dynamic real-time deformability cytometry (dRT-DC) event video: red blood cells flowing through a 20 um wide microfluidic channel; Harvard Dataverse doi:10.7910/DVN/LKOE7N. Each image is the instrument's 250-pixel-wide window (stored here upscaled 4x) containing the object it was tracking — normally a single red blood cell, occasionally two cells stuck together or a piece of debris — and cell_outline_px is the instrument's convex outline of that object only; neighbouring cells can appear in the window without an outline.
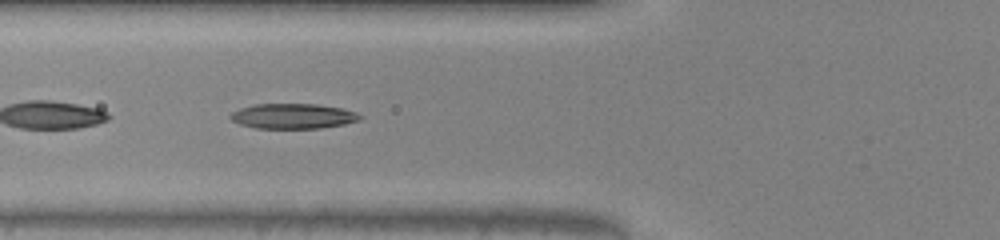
{"species": "common noctule bat (a hibernating species)", "species_latin": "Nyctalus noctula", "temperature_condition": "warm", "stored_images_in_passage": 35, "camera_frame_rate_fps": 3000, "um_per_image_px": 0.085, "animal": {"sex": "male", "body_mass_g": 20.0, "forearm_length_mm": 53.3}, "frame": {"image": 1, "passage_image": 4, "time_ms": 1.0, "image_size_px": [1000, 240], "cell_outline_px": [[364, 116], [360, 120], [344, 124], [320, 128], [256, 128], [240, 124], [232, 120], [228, 116], [232, 112], [240, 108], [252, 104], [316, 104], [340, 108], [356, 112]], "centroid_in_image_um": [24.9, 9.87], "position_along_channel_um": 100.9, "area_um2": 18.96}}
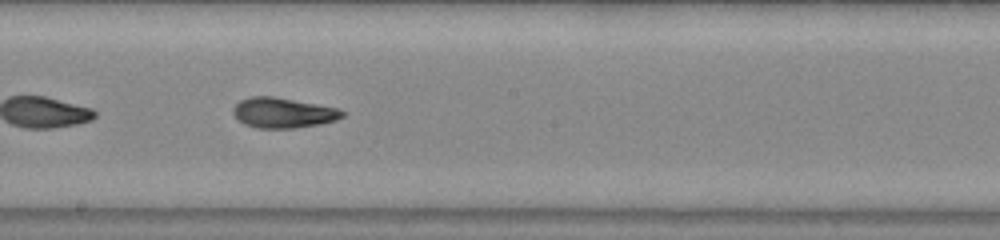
{"frame": {"image": 2, "passage_image": 13, "time_ms": 4.0, "image_size_px": [1000, 240], "cell_outline_px": [[344, 116], [336, 120], [320, 124], [296, 128], [256, 128], [244, 124], [232, 112], [232, 108], [240, 100], [252, 96], [272, 96], [316, 104], [336, 108], [344, 112]], "centroid_in_image_um": [24.04, 9.59], "position_along_channel_um": 224.2, "area_um2": 19.07}}
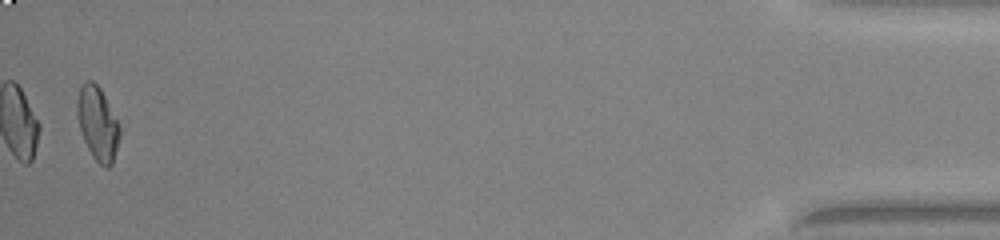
{"frame": {"image": 3, "passage_image": 34, "time_ms": 11.0, "image_size_px": [1000, 240], "cell_outline_px": [[120, 136], [112, 164], [108, 168], [104, 168], [92, 156], [84, 140], [80, 128], [76, 112], [76, 104], [80, 84], [88, 80], [92, 80], [100, 88], [120, 128]], "centroid_in_image_um": [8.28, 10.49], "position_along_channel_um": 426.9, "area_um2": 18.03}, "authors_computed_cell_mechanics": {"area_um2": 18.9584, "velocity_mm_per_s": 4.116, "shape_relaxation_time_tau1_ms": 6.5024, "shape_relaxation_time_tau2_ms": 1.5145, "deformation_change_tau1": 0.2508, "deformation_change_tau2": 0.0804}}